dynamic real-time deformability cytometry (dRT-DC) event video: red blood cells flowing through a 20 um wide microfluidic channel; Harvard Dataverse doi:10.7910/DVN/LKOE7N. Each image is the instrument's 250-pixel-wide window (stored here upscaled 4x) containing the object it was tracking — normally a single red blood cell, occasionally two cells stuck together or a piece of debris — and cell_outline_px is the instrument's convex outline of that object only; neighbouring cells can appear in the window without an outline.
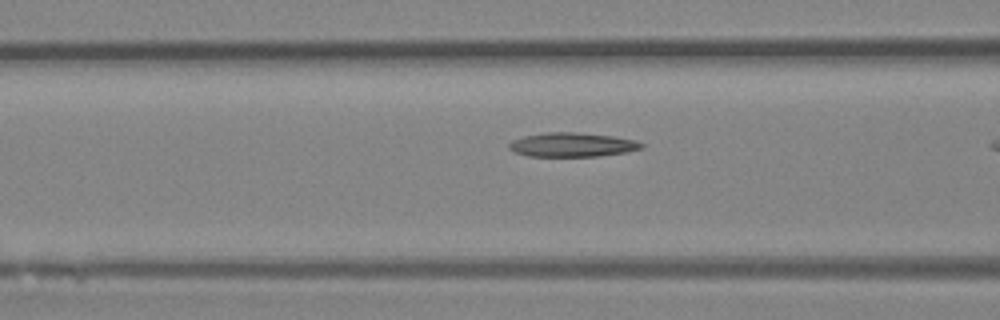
{"species": "Egyptian fruit bat (a non-hibernating species)", "species_latin": "Rousettus aegyptiacus", "temperature_condition": "room temperature", "stored_images_in_passage": 10, "camera_frame_rate_fps": 3000, "um_per_image_px": 0.085, "animal": {"sex": "female"}, "frame": {"image": 1, "passage_image": 9, "time_ms": 2.667, "image_size_px": [1000, 320], "cell_outline_px": [[644, 148], [628, 152], [600, 156], [528, 156], [512, 152], [508, 148], [508, 144], [512, 140], [524, 136], [544, 132], [576, 132], [612, 136], [636, 140], [644, 144]], "centroid_in_image_um": [48.63, 12.3], "position_along_channel_um": 118.0, "area_um2": 18.84}}